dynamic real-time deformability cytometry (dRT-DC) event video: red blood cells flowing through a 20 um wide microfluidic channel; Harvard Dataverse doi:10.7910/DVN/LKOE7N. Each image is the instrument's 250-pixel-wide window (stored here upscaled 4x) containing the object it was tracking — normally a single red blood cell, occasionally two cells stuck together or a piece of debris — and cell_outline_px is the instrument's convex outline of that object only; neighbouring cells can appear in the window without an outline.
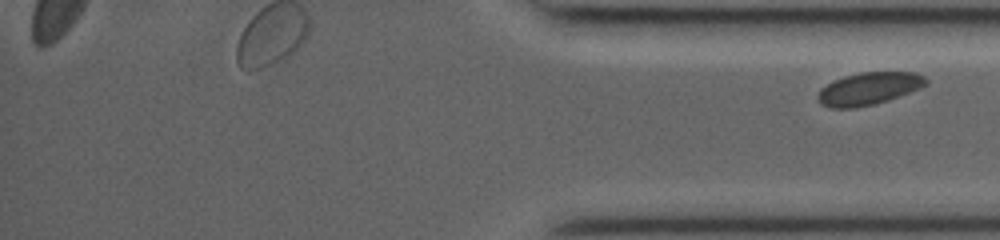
{"species": "common noctule bat (a hibernating species)", "species_latin": "Nyctalus noctula", "temperature_condition": "room temperature", "stored_images_in_passage": 31, "segment_of_instrument_passage": [2, 2], "camera_frame_rate_fps": 3000, "um_per_image_px": 0.085, "animal": {"sex": "female", "body_mass_g": 19.0, "forearm_length_mm": 53.3}, "frame": {"image": 1, "passage_image": 31, "time_ms": 10.0, "image_size_px": [1000, 240], "cell_outline_px": [[928, 84], [920, 88], [888, 100], [876, 104], [856, 108], [832, 108], [820, 104], [816, 96], [820, 88], [832, 80], [844, 76], [860, 72], [916, 72], [924, 76], [928, 80]], "centroid_in_image_um": [73.82, 7.53], "position_along_channel_um": 361.4, "area_um2": 20.75}}